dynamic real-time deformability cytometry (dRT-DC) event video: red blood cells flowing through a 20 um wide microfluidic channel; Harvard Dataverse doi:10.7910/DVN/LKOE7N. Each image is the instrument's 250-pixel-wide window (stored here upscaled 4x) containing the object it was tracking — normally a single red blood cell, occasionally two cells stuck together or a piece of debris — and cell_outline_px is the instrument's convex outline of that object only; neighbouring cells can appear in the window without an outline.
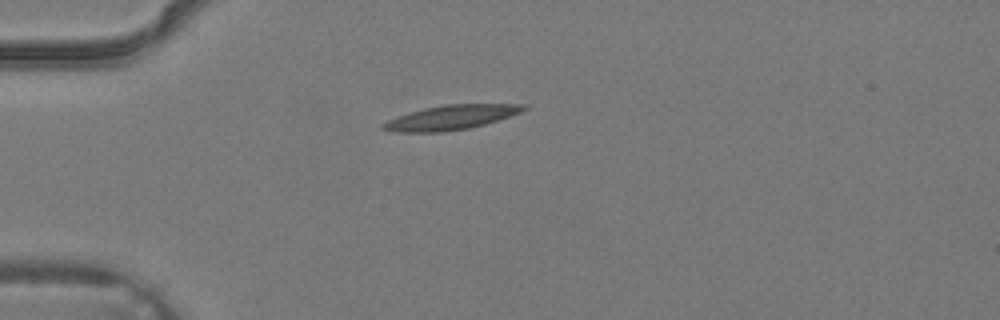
{"species": "common noctule bat (a hibernating species)", "species_latin": "Nyctalus noctula", "temperature_condition": "warm", "stored_images_in_passage": 1, "camera_frame_rate_fps": 3000, "um_per_image_px": 0.085, "animal": {"sex": "male", "body_mass_g": 19.2, "forearm_length_mm": 51.8}, "frame": {"image": 1, "passage_image": 1, "time_ms": 0.0, "image_size_px": [1000, 320], "cell_outline_px": [[528, 108], [520, 112], [484, 124], [468, 128], [444, 132], [392, 132], [380, 128], [380, 124], [388, 120], [424, 108], [444, 104], [528, 104]], "centroid_in_image_um": [38.31, 9.98], "position_along_channel_um": 46.7, "area_um2": 19.88}}